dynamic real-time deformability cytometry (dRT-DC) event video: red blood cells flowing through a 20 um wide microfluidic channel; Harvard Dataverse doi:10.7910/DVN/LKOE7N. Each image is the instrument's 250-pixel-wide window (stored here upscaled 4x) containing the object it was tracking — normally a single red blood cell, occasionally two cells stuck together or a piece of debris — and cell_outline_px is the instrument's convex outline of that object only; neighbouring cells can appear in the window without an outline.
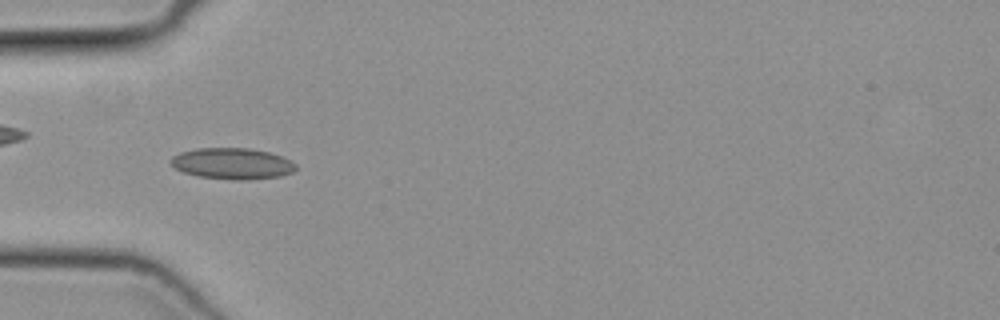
{"species": "common noctule bat (a hibernating species)", "species_latin": "Nyctalus noctula", "temperature_condition": "cold", "stored_images_in_passage": 49, "camera_frame_rate_fps": 3000, "um_per_image_px": 0.085, "animal": {"sex": "female", "body_mass_g": 19.3, "forearm_length_mm": 54.1}, "frame": {"image": 1, "passage_image": 16, "time_ms": 5.0, "image_size_px": [1000, 320], "cell_outline_px": [[296, 168], [292, 172], [280, 176], [244, 180], [232, 180], [196, 176], [184, 172], [176, 168], [168, 160], [172, 156], [180, 152], [196, 148], [248, 148], [268, 152], [292, 160], [296, 164]], "centroid_in_image_um": [19.72, 13.9], "position_along_channel_um": 65.3, "area_um2": 22.77}}
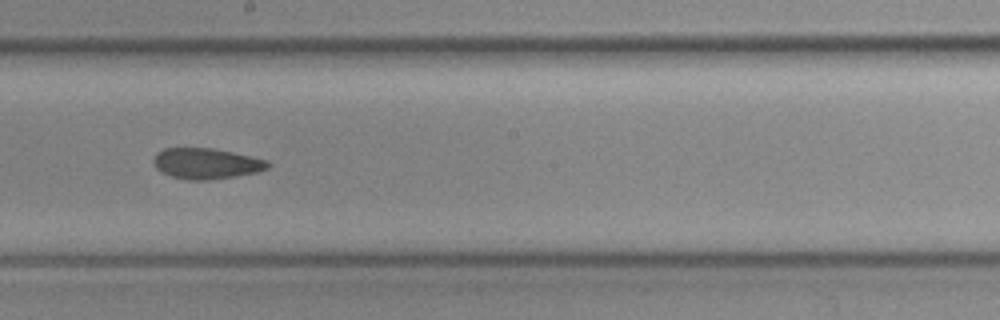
{"frame": {"image": 2, "passage_image": 28, "time_ms": 9.0, "image_size_px": [1000, 320], "cell_outline_px": [[272, 164], [268, 168], [256, 172], [208, 180], [188, 180], [172, 176], [160, 172], [156, 168], [156, 152], [164, 148], [212, 148], [232, 152], [268, 160]], "centroid_in_image_um": [17.55, 13.89], "position_along_channel_um": 230.6, "area_um2": 20.23}}
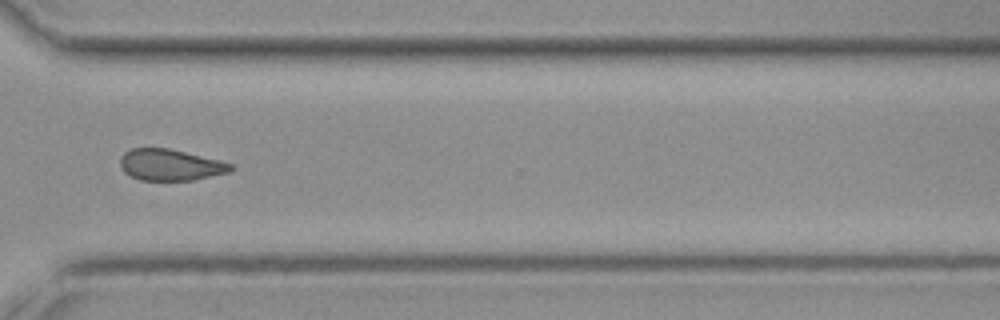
{"frame": {"image": 3, "passage_image": 37, "time_ms": 12.0, "image_size_px": [1000, 320], "cell_outline_px": [[236, 168], [228, 172], [192, 180], [140, 180], [124, 172], [120, 164], [120, 160], [124, 152], [132, 148], [168, 148], [220, 160], [232, 164]], "centroid_in_image_um": [14.48, 14.01], "position_along_channel_um": 356.1, "area_um2": 20.06}}